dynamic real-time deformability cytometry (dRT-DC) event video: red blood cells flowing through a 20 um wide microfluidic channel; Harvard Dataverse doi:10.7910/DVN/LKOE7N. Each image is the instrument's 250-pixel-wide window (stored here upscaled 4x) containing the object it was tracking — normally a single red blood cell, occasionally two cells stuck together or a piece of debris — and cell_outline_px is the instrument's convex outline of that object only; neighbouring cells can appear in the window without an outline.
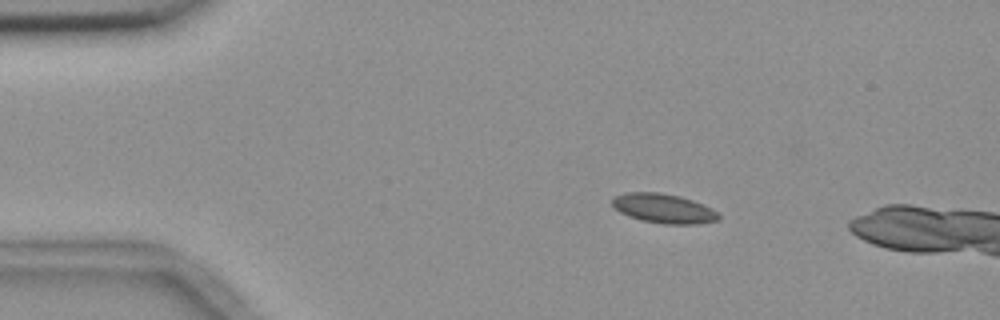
{"species": "common noctule bat (a hibernating species)", "species_latin": "Nyctalus noctula", "temperature_condition": "room temperature", "stored_images_in_passage": 3, "camera_frame_rate_fps": 3000, "um_per_image_px": 0.085, "animal": {"sex": "female", "body_mass_g": 18.4}, "frame": {"image": 1, "passage_image": 1, "time_ms": 0.0, "image_size_px": [1000, 320], "cell_outline_px": [[720, 220], [700, 224], [664, 224], [640, 220], [628, 216], [620, 212], [612, 204], [612, 200], [616, 196], [628, 192], [660, 192], [680, 196], [704, 204], [712, 208], [720, 216]], "centroid_in_image_um": [56.44, 17.72], "position_along_channel_um": 28.6, "area_um2": 18.32}}